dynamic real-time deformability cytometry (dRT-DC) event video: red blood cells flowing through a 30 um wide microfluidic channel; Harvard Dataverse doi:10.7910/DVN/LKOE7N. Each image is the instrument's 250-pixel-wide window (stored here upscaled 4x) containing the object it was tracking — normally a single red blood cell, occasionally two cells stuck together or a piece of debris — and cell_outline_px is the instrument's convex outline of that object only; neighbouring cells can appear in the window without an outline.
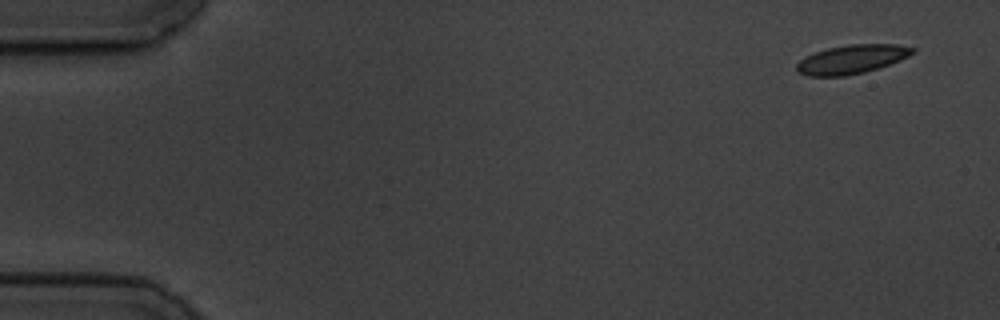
{"species": "common noctule bat (a hibernating species)", "species_latin": "Nyctalus noctula", "temperature_condition": "cold", "stored_images_in_passage": 6, "camera_frame_rate_fps": 3000, "um_per_image_px": 0.085, "animal": {"sex": "male", "body_mass_g": 19.5, "forearm_length_mm": 54.6}, "frame": {"image": 1, "passage_image": 1, "time_ms": 0.0, "image_size_px": [1000, 320], "cell_outline_px": [[916, 52], [900, 60], [864, 72], [844, 76], [808, 76], [796, 72], [796, 64], [800, 60], [816, 52], [828, 48], [848, 44], [896, 44], [916, 48]], "centroid_in_image_um": [72.4, 5.03], "position_along_channel_um": 12.6, "area_um2": 19.36}}
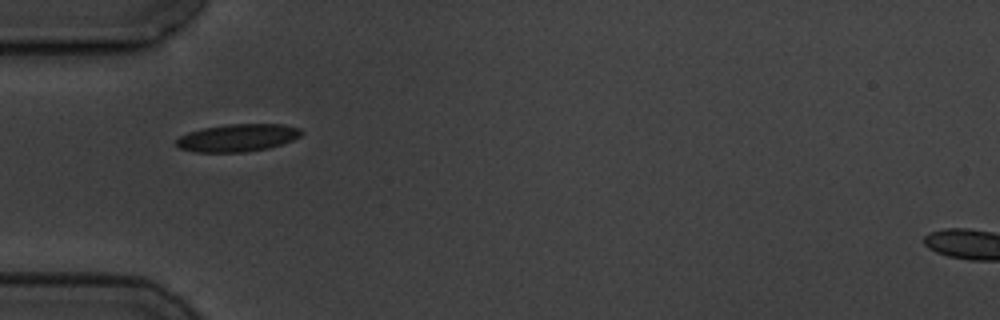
{"frame": {"image": 2, "passage_image": 5, "time_ms": 5.0, "image_size_px": [1000, 320], "cell_outline_px": [[304, 132], [300, 136], [292, 140], [268, 148], [248, 152], [196, 152], [180, 148], [176, 144], [176, 140], [180, 136], [188, 132], [204, 128], [228, 124], [284, 124], [300, 128]], "centroid_in_image_um": [20.21, 11.71], "position_along_channel_um": 64.8, "area_um2": 20.06}}
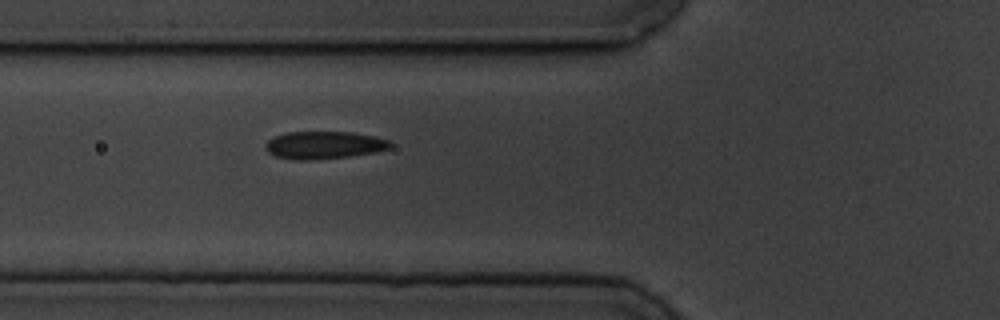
{"frame": {"image": 3, "passage_image": 6, "time_ms": 6.0, "image_size_px": [1000, 320], "cell_outline_px": [[392, 148], [376, 152], [348, 156], [308, 160], [296, 160], [276, 156], [268, 152], [264, 148], [264, 144], [268, 140], [284, 132], [352, 132], [392, 140]], "centroid_in_image_um": [27.55, 12.33], "position_along_channel_um": 98.2, "area_um2": 20.11}}